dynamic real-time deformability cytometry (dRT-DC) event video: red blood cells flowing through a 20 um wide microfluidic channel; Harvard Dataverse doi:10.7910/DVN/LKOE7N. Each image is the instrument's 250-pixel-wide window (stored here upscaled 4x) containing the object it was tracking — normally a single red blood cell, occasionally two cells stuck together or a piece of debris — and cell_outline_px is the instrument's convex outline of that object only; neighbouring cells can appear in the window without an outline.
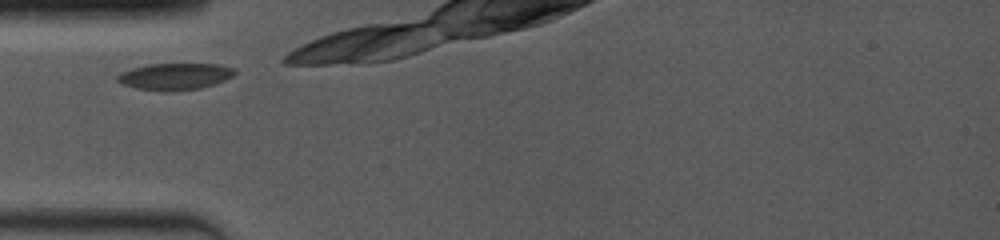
{"species": "common noctule bat (a hibernating species)", "species_latin": "Nyctalus noctula", "temperature_condition": "room temperature", "stored_images_in_passage": 9, "camera_frame_rate_fps": 4000, "um_per_image_px": 0.085, "animal": {"sex": "female", "body_mass_g": 19.0, "forearm_length_mm": 53.3}, "frame": {"image": 1, "passage_image": 1, "time_ms": 0.0, "image_size_px": [1000, 240], "cell_outline_px": [[236, 72], [232, 76], [224, 80], [200, 88], [172, 92], [164, 92], [136, 88], [124, 84], [116, 80], [116, 76], [120, 72], [132, 68], [148, 64], [216, 64], [236, 68]], "centroid_in_image_um": [14.84, 6.5], "position_along_channel_um": 70.2, "area_um2": 18.32}}